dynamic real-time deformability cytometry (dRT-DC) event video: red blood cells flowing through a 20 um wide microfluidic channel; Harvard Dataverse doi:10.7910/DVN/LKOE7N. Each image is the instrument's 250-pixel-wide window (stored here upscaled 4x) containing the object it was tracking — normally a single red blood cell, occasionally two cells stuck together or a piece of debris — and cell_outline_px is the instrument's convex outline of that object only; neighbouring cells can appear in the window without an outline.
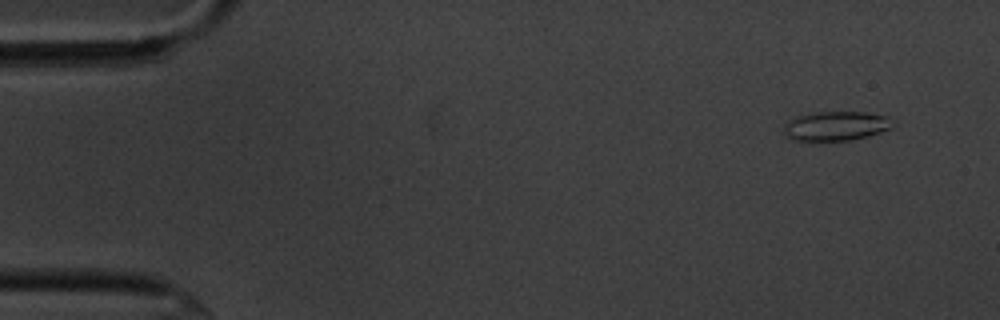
{"species": "common noctule bat (a hibernating species)", "species_latin": "Nyctalus noctula", "temperature_condition": "cold", "stored_images_in_passage": 52, "camera_frame_rate_fps": 3000, "um_per_image_px": 0.085, "animal": {"sex": "male", "body_mass_g": 20.1, "forearm_length_mm": 53.5}, "frame": {"image": 1, "passage_image": 1, "time_ms": 0.0, "image_size_px": [1000, 320], "cell_outline_px": [[892, 128], [868, 136], [852, 140], [812, 144], [788, 140], [784, 136], [784, 124], [788, 120], [796, 116], [812, 112], [864, 112], [888, 116]], "centroid_in_image_um": [70.91, 10.77], "position_along_channel_um": 14.1, "area_um2": 19.59}}
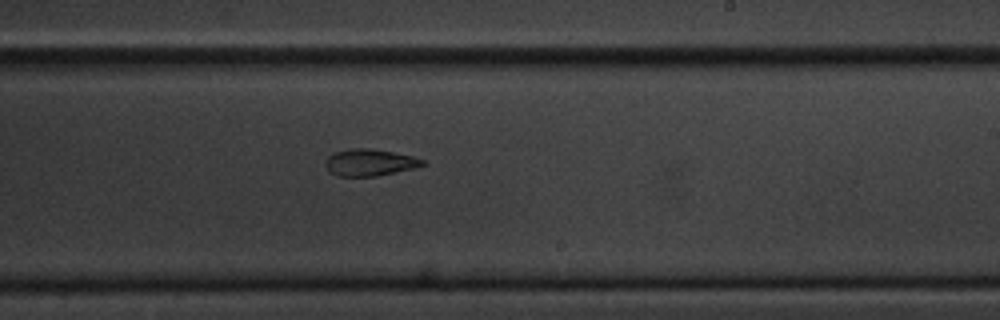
{"frame": {"image": 2, "passage_image": 30, "time_ms": 9.667, "image_size_px": [1000, 320], "cell_outline_px": [[428, 164], [416, 168], [376, 176], [336, 176], [328, 172], [324, 164], [324, 160], [332, 152], [352, 148], [368, 148], [392, 152], [412, 156], [424, 160]], "centroid_in_image_um": [31.39, 13.81], "position_along_channel_um": 257.6, "area_um2": 15.43}}
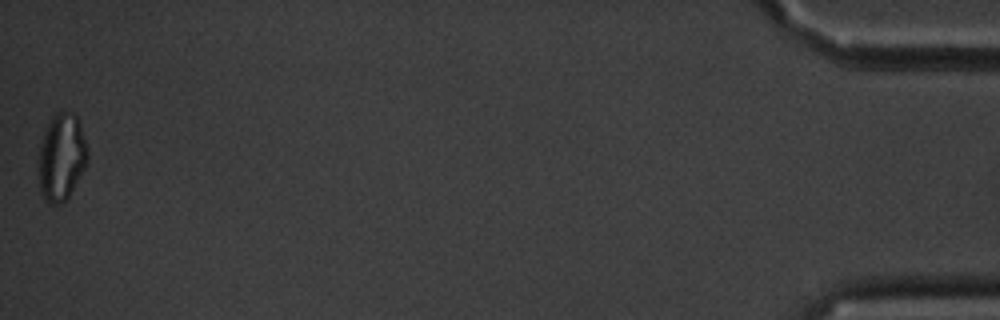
{"frame": {"image": 3, "passage_image": 52, "time_ms": 17.0, "image_size_px": [1000, 320], "cell_outline_px": [[88, 160], [68, 200], [60, 204], [48, 204], [44, 200], [40, 192], [36, 160], [40, 144], [44, 132], [52, 116], [56, 112], [72, 112], [80, 120], [88, 148]], "centroid_in_image_um": [5.21, 13.39], "position_along_channel_um": 430.0, "area_um2": 25.72}, "authors_computed_cell_mechanics": {"area_um2": 16.9932, "velocity_mm_per_s": 3.6355, "shape_relaxation_time_tau1_ms": 5.2956, "shape_relaxation_time_tau2_ms": 5.9102, "deformation_change_tau1": 0.1275, "deformation_change_tau2": 0.123}}